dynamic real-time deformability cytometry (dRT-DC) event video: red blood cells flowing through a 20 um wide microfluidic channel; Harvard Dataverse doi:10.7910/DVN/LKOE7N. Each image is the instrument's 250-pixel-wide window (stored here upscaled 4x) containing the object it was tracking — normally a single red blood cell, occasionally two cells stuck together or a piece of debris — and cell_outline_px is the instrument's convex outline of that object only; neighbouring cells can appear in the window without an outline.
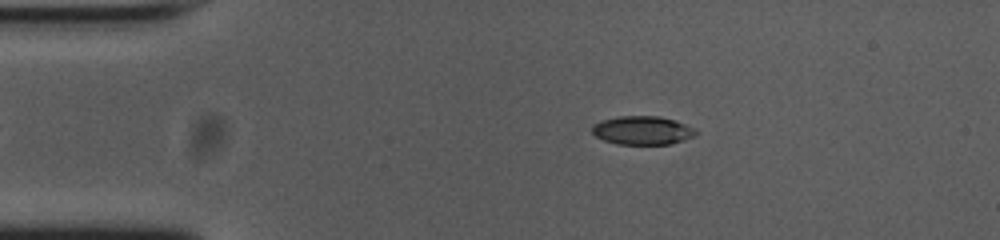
{"species": "common noctule bat (a hibernating species)", "species_latin": "Nyctalus noctula", "temperature_condition": "cold", "stored_images_in_passage": 45, "camera_frame_rate_fps": 3000, "um_per_image_px": 0.085, "animal": {"sex": "female", "body_mass_g": 23.0, "forearm_length_mm": 53.4}, "frame": {"image": 1, "passage_image": 9, "time_ms": 2.667, "image_size_px": [1000, 240], "cell_outline_px": [[700, 132], [696, 136], [684, 140], [668, 144], [616, 144], [604, 140], [596, 136], [592, 132], [592, 124], [604, 120], [620, 116], [656, 116], [672, 120], [684, 124]], "centroid_in_image_um": [54.61, 11.09], "position_along_channel_um": 30.4, "area_um2": 17.11}}
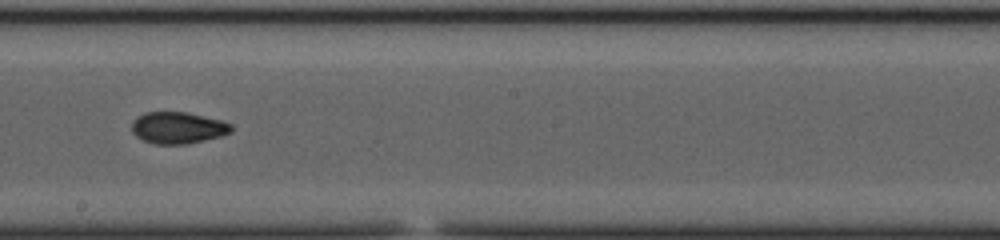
{"frame": {"image": 2, "passage_image": 29, "time_ms": 9.333, "image_size_px": [1000, 240], "cell_outline_px": [[232, 132], [220, 136], [188, 144], [152, 144], [136, 136], [132, 132], [132, 120], [136, 116], [144, 112], [188, 112], [220, 120], [232, 124]], "centroid_in_image_um": [15.1, 10.86], "position_along_channel_um": 233.1, "area_um2": 18.5}}
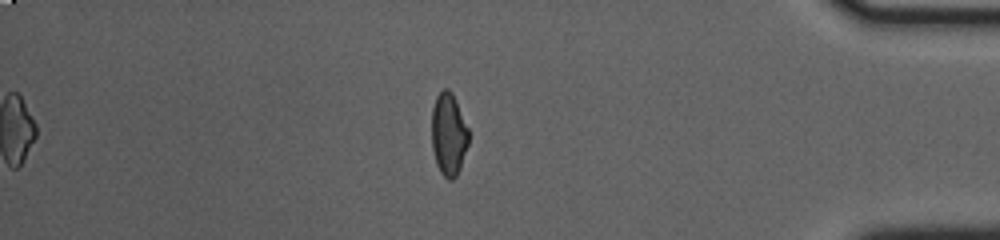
{"frame": {"image": 3, "passage_image": 45, "time_ms": 14.667, "image_size_px": [1000, 240], "cell_outline_px": [[468, 144], [460, 168], [456, 176], [452, 180], [448, 180], [440, 172], [436, 164], [432, 148], [432, 108], [436, 96], [444, 88], [448, 88], [452, 92], [456, 100], [468, 128]], "centroid_in_image_um": [38.12, 11.41], "position_along_channel_um": 397.1, "area_um2": 17.8}, "authors_computed_cell_mechanics": {"area_um2": 17.918, "velocity_mm_per_s": 3.7623, "shape_relaxation_time_tau1_ms": 4.041, "shape_relaxation_time_tau2_ms": 1.8105, "deformation_change_tau1": 0.1634, "deformation_change_tau2": 0.0618}}